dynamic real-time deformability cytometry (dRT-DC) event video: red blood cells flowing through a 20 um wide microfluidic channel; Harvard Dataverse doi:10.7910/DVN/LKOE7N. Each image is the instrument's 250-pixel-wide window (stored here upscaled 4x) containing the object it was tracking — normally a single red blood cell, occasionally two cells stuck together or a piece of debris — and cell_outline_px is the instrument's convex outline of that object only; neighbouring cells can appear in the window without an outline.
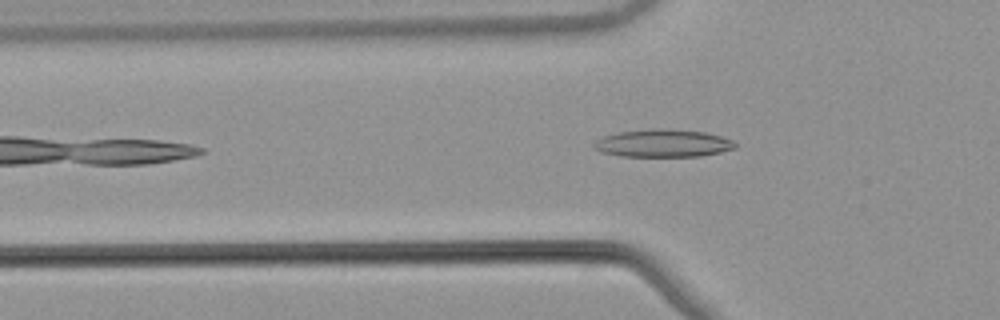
{"species": "common noctule bat (a hibernating species)", "species_latin": "Nyctalus noctula", "temperature_condition": "warm", "stored_images_in_passage": 41, "camera_frame_rate_fps": 3000, "um_per_image_px": 0.085, "animal": {"sex": "male", "body_mass_g": 21.5, "forearm_length_mm": 52.0}, "frame": {"image": 1, "passage_image": 6, "time_ms": 1.667, "image_size_px": [1000, 320], "cell_outline_px": [[736, 148], [720, 152], [700, 156], [620, 156], [600, 152], [592, 148], [592, 144], [596, 140], [604, 136], [620, 132], [652, 128], [668, 128], [704, 132], [720, 136], [732, 140], [736, 144]], "centroid_in_image_um": [56.32, 12.17], "position_along_channel_um": 69.5, "area_um2": 22.89}}
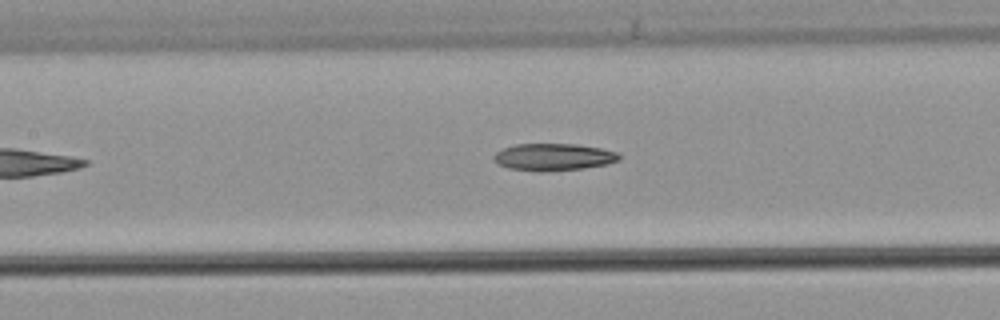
{"frame": {"image": 2, "passage_image": 13, "time_ms": 4.0, "image_size_px": [1000, 320], "cell_outline_px": [[620, 160], [608, 164], [584, 168], [540, 172], [508, 168], [500, 164], [492, 156], [496, 152], [504, 148], [516, 144], [576, 144], [600, 148], [616, 152], [620, 156]], "centroid_in_image_um": [47.06, 13.35], "position_along_channel_um": 160.3, "area_um2": 19.71}}
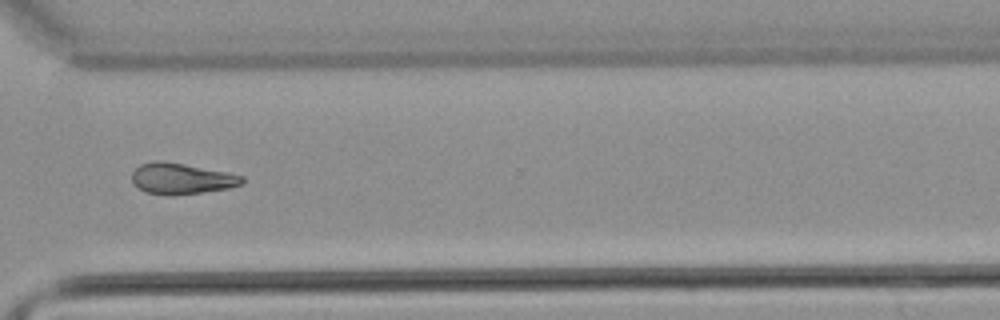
{"frame": {"image": 3, "passage_image": 28, "time_ms": 9.0, "image_size_px": [1000, 320], "cell_outline_px": [[244, 184], [228, 188], [172, 196], [168, 196], [144, 192], [132, 184], [132, 172], [140, 164], [152, 160], [164, 160], [244, 176]], "centroid_in_image_um": [15.36, 15.18], "position_along_channel_um": 355.2, "area_um2": 20.06}}